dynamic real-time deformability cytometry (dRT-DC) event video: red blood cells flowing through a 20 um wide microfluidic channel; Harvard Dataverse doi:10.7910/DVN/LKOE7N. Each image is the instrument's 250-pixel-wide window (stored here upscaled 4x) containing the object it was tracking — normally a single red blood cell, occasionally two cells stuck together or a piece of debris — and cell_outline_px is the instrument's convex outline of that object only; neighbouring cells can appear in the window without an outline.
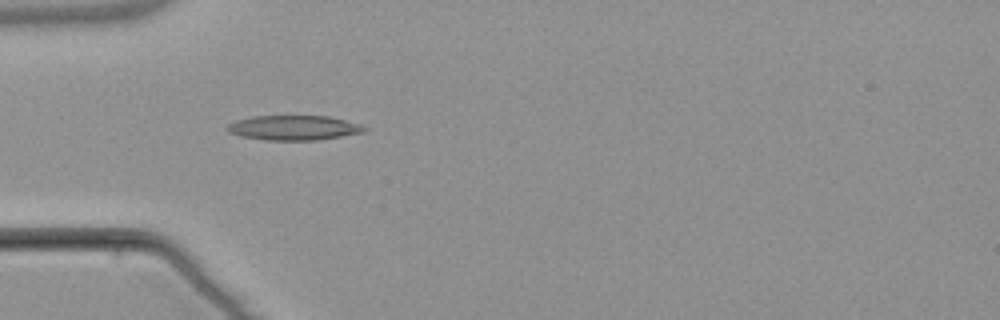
{"species": "common noctule bat (a hibernating species)", "species_latin": "Nyctalus noctula", "temperature_condition": "warm", "stored_images_in_passage": 7, "camera_frame_rate_fps": 3000, "um_per_image_px": 0.085, "animal": {"sex": "male", "body_mass_g": 21.5, "forearm_length_mm": 52.0}, "frame": {"image": 1, "passage_image": 4, "time_ms": 3.333, "image_size_px": [1000, 320], "cell_outline_px": [[368, 128], [364, 132], [316, 140], [264, 140], [240, 136], [228, 132], [228, 124], [236, 120], [252, 116], [328, 116], [360, 124]], "centroid_in_image_um": [24.95, 10.86], "position_along_channel_um": 60.0, "area_um2": 19.65}}
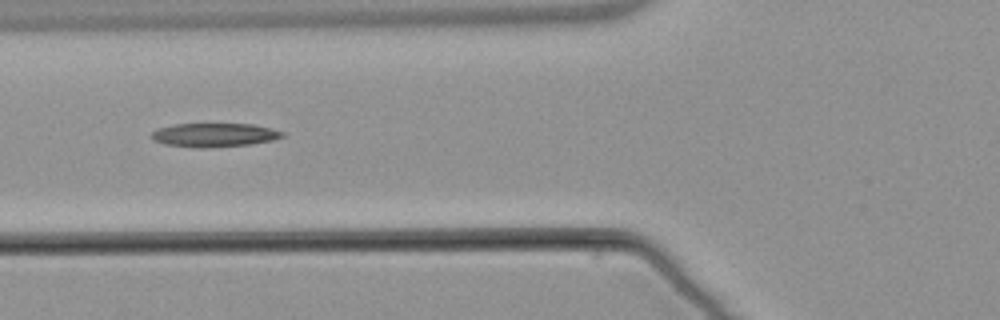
{"frame": {"image": 2, "passage_image": 5, "time_ms": 4.667, "image_size_px": [1000, 320], "cell_outline_px": [[284, 136], [272, 140], [248, 144], [164, 144], [152, 140], [152, 132], [156, 128], [176, 124], [252, 124], [272, 128], [284, 132]], "centroid_in_image_um": [18.25, 11.4], "position_along_channel_um": 107.5, "area_um2": 16.76}}